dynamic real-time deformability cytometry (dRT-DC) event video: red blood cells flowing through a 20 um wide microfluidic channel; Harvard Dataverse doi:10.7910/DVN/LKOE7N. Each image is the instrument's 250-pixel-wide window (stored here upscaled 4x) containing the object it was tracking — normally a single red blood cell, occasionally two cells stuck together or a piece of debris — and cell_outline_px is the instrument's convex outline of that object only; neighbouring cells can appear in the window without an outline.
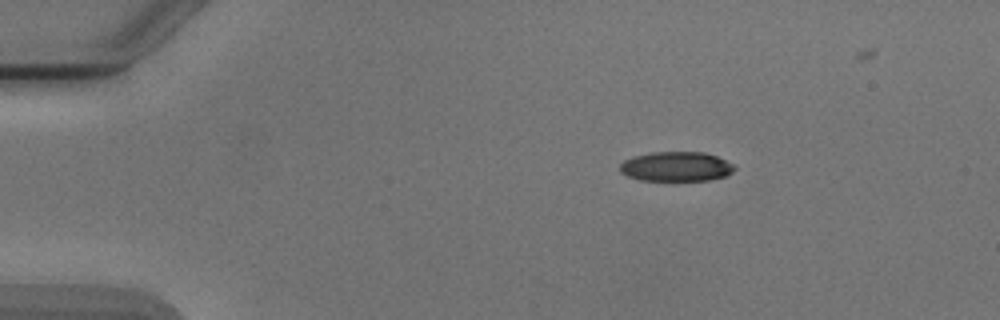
{"species": "Egyptian fruit bat (a non-hibernating species)", "species_latin": "Rousettus aegyptiacus", "temperature_condition": "cold", "stored_images_in_passage": 3, "camera_frame_rate_fps": 3000, "um_per_image_px": 0.085, "animal": {"sex": "male"}, "frame": {"image": 1, "passage_image": 1, "time_ms": 0.0, "image_size_px": [1000, 320], "cell_outline_px": [[736, 168], [732, 172], [724, 176], [708, 180], [640, 180], [628, 176], [620, 172], [620, 164], [624, 160], [632, 156], [652, 152], [704, 152], [716, 156], [736, 164]], "centroid_in_image_um": [57.48, 14.14], "position_along_channel_um": 27.5, "area_um2": 19.83}}